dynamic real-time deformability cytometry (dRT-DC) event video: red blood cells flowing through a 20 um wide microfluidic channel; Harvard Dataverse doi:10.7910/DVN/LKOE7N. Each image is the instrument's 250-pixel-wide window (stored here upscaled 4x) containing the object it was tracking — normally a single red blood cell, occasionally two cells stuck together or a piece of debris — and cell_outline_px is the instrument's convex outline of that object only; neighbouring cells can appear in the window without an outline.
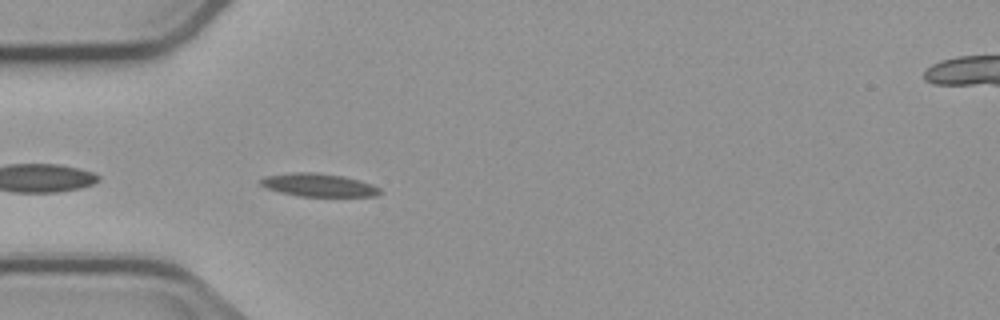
{"species": "common noctule bat (a hibernating species)", "species_latin": "Nyctalus noctula", "temperature_condition": "cold", "stored_images_in_passage": 5, "segment_of_instrument_passage": [2, 2], "camera_frame_rate_fps": 3000, "um_per_image_px": 0.085, "animal": {"sex": "male", "body_mass_g": 23.1, "forearm_length_mm": 52.7}, "frame": {"image": 1, "passage_image": 5, "time_ms": 5.0, "image_size_px": [1000, 320], "cell_outline_px": [[380, 192], [376, 196], [296, 196], [264, 188], [260, 184], [260, 180], [264, 176], [292, 172], [312, 172], [344, 176], [372, 184], [380, 188]], "centroid_in_image_um": [27.03, 15.72], "position_along_channel_um": 58.0, "area_um2": 16.07}}